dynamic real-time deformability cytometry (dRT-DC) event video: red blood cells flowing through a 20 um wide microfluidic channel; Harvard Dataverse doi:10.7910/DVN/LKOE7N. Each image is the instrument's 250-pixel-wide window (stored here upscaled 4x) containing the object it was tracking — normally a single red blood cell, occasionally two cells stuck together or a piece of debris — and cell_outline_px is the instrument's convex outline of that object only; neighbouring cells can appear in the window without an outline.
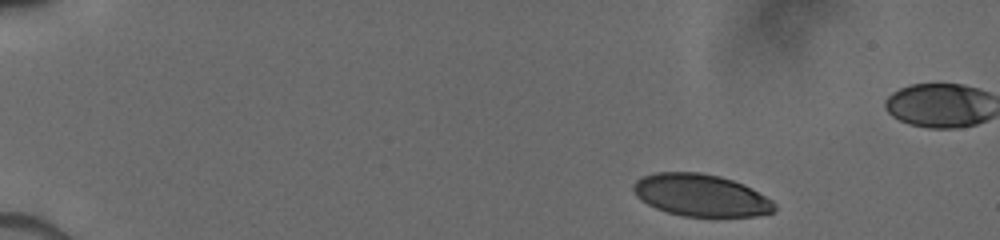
{"species": "human", "species_latin": "Homo sapiens", "temperature_condition": "cold", "stored_images_in_passage": 25, "camera_frame_rate_fps": 3000, "um_per_image_px": 0.085, "donor": {"sex": "male"}, "frame": {"image": 1, "passage_image": 1, "time_ms": 0.0, "image_size_px": [1000, 240], "cell_outline_px": [[776, 212], [756, 216], [684, 216], [668, 212], [656, 208], [640, 200], [636, 196], [632, 188], [632, 184], [640, 176], [656, 172], [700, 172], [720, 176], [744, 184], [752, 188], [772, 200], [776, 204]], "centroid_in_image_um": [59.57, 16.59], "position_along_channel_um": 25.4, "area_um2": 34.91}}
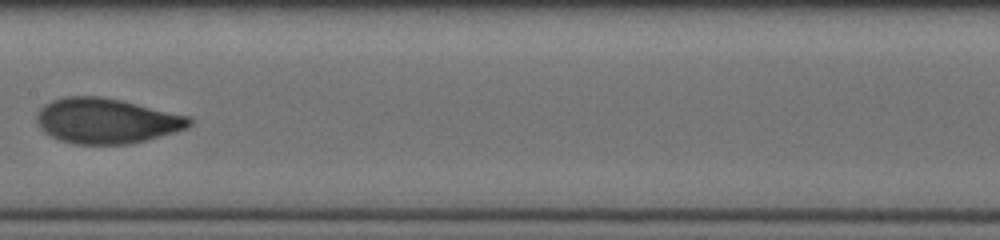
{"frame": {"image": 2, "passage_image": 12, "time_ms": 7.0, "image_size_px": [1000, 240], "cell_outline_px": [[192, 124], [188, 128], [132, 144], [72, 144], [48, 136], [40, 128], [36, 120], [36, 116], [40, 108], [44, 104], [52, 100], [64, 96], [100, 96], [120, 100], [188, 116], [192, 120]], "centroid_in_image_um": [9.0, 10.28], "position_along_channel_um": 198.4, "area_um2": 40.29}}
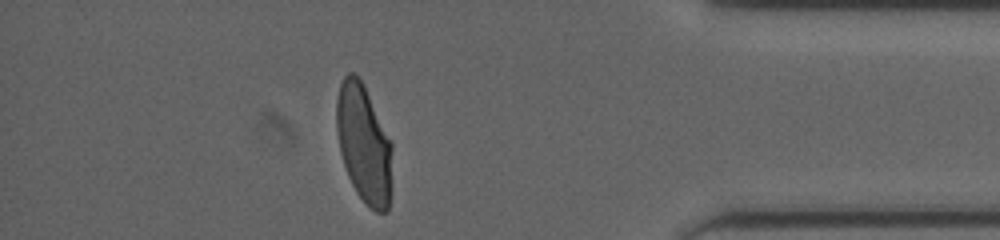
{"frame": {"image": 3, "passage_image": 22, "time_ms": 12.667, "image_size_px": [1000, 240], "cell_outline_px": [[392, 188], [388, 212], [376, 212], [356, 192], [348, 176], [340, 152], [336, 128], [336, 100], [340, 84], [344, 76], [348, 72], [352, 72], [364, 84], [392, 144]], "centroid_in_image_um": [30.94, 12.23], "position_along_channel_um": 404.3, "area_um2": 38.49}}